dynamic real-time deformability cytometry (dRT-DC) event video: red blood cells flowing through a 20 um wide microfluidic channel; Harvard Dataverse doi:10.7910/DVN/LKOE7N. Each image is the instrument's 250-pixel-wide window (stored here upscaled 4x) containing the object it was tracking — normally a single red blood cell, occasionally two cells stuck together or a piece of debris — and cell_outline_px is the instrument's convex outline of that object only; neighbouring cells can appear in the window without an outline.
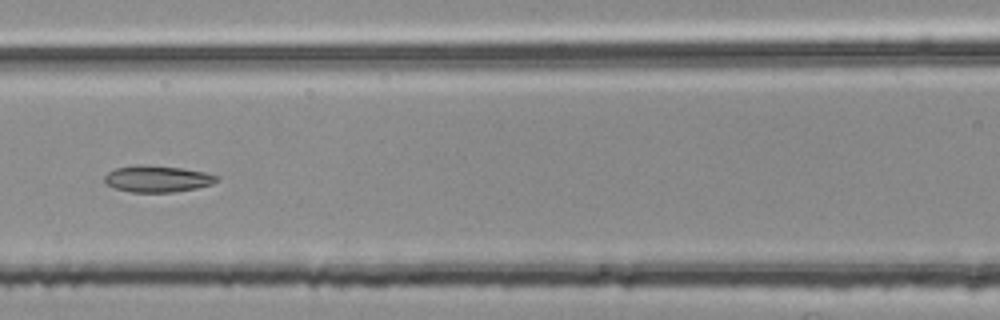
{"species": "common noctule bat (a hibernating species)", "species_latin": "Nyctalus noctula", "temperature_condition": "room temperature", "stored_images_in_passage": 50, "segment_of_instrument_passage": [2, 2], "camera_frame_rate_fps": 3000, "um_per_image_px": 0.085, "animal": {"sex": "female", "body_mass_g": 25.1}, "frame": {"image": 1, "passage_image": 21, "time_ms": 6.667, "image_size_px": [1000, 320], "cell_outline_px": [[220, 180], [212, 184], [196, 188], [172, 192], [132, 192], [116, 188], [108, 184], [104, 180], [104, 176], [108, 172], [116, 168], [180, 168], [204, 172], [220, 176]], "centroid_in_image_um": [13.47, 15.25], "position_along_channel_um": 153.1, "area_um2": 16.3}}
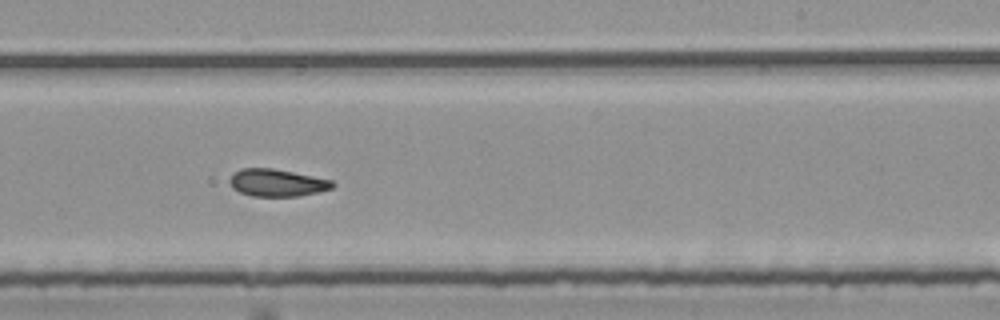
{"frame": {"image": 2, "passage_image": 30, "time_ms": 9.667, "image_size_px": [1000, 320], "cell_outline_px": [[336, 184], [332, 188], [320, 192], [296, 196], [252, 196], [240, 192], [232, 188], [228, 180], [240, 168], [272, 168], [332, 180]], "centroid_in_image_um": [23.55, 15.54], "position_along_channel_um": 265.5, "area_um2": 16.3}}
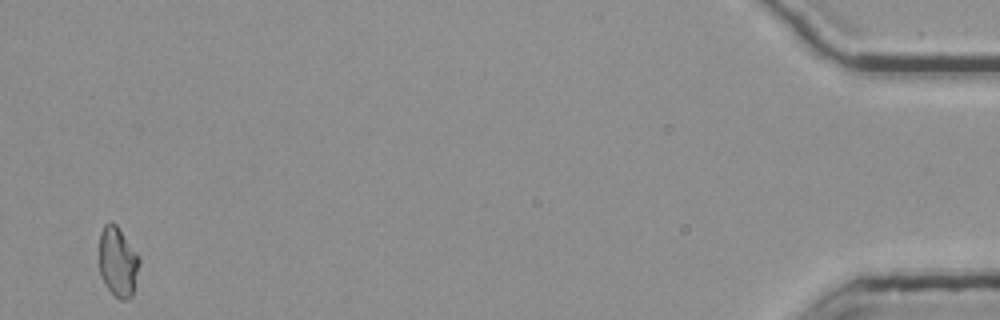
{"frame": {"image": 3, "passage_image": 50, "time_ms": 16.333, "image_size_px": [1000, 320], "cell_outline_px": [[140, 264], [132, 296], [128, 300], [120, 300], [108, 288], [100, 276], [100, 232], [104, 224], [116, 224], [140, 260]], "centroid_in_image_um": [10.02, 22.3], "position_along_channel_um": 425.2, "area_um2": 15.95}}